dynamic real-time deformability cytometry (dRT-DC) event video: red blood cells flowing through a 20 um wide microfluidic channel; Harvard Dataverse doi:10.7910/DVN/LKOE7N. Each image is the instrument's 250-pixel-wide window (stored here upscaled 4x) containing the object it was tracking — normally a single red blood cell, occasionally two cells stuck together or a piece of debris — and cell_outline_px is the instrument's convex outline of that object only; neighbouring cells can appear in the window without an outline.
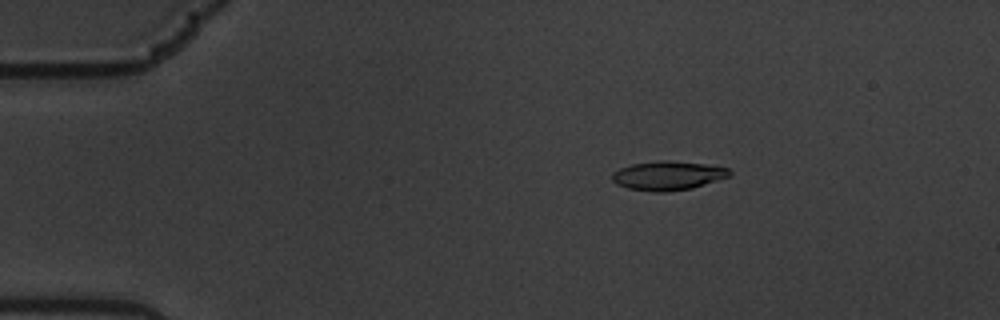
{"species": "common noctule bat (a hibernating species)", "species_latin": "Nyctalus noctula", "temperature_condition": "warm", "stored_images_in_passage": 61, "camera_frame_rate_fps": 3000, "um_per_image_px": 0.085, "animal": {"sex": "male", "body_mass_g": 19.5, "forearm_length_mm": 54.6}, "frame": {"image": 1, "passage_image": 11, "time_ms": 3.333, "image_size_px": [1000, 320], "cell_outline_px": [[732, 176], [692, 188], [664, 192], [652, 192], [628, 188], [616, 184], [612, 180], [612, 172], [620, 168], [632, 164], [660, 160], [668, 160], [704, 164], [728, 168], [732, 172]], "centroid_in_image_um": [56.77, 14.93], "position_along_channel_um": 28.2, "area_um2": 19.94}}
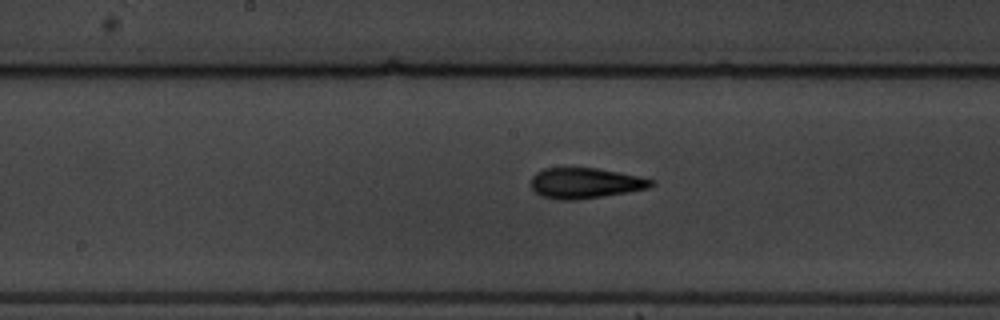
{"frame": {"image": 2, "passage_image": 32, "time_ms": 10.333, "image_size_px": [1000, 320], "cell_outline_px": [[656, 184], [648, 188], [628, 192], [580, 200], [560, 200], [540, 196], [532, 188], [532, 176], [536, 172], [544, 168], [596, 168], [656, 180]], "centroid_in_image_um": [49.74, 15.58], "position_along_channel_um": 198.5, "area_um2": 21.39}}
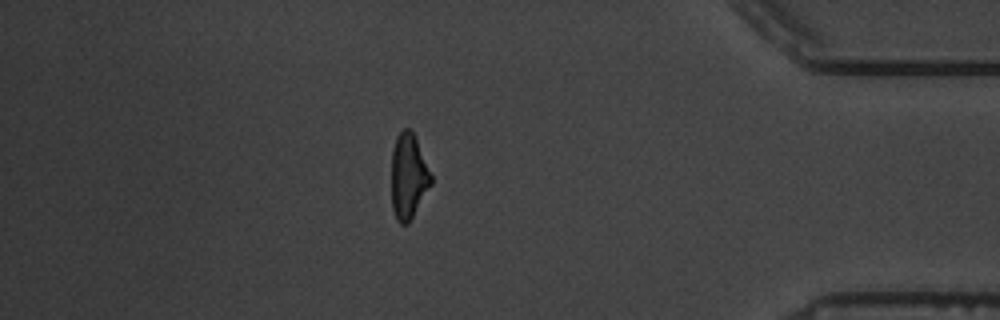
{"frame": {"image": 3, "passage_image": 53, "time_ms": 17.333, "image_size_px": [1000, 320], "cell_outline_px": [[432, 184], [408, 224], [400, 224], [396, 220], [392, 208], [392, 148], [396, 136], [404, 128], [408, 128], [412, 132], [416, 140], [432, 176]], "centroid_in_image_um": [34.7, 15.02], "position_along_channel_um": 400.5, "area_um2": 19.54}, "authors_computed_cell_mechanics": {"area_um2": 19.9988, "velocity_mm_per_s": 3.3787, "shape_relaxation_time_tau1_ms": 3.8865, "shape_relaxation_time_tau2_ms": 2.6688, "deformation_change_tau1": 0.171, "deformation_change_tau2": 0.1191}}